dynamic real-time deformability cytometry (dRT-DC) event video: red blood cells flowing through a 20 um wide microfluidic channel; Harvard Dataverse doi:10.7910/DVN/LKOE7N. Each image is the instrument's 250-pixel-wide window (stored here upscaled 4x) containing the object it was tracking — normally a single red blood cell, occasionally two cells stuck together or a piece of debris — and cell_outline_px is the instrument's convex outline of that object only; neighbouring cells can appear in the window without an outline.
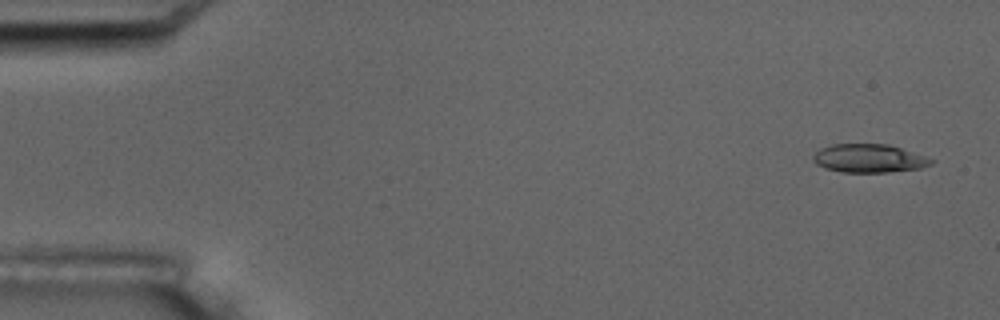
{"species": "common noctule bat (a hibernating species)", "species_latin": "Nyctalus noctula", "temperature_condition": "room temperature", "stored_images_in_passage": 5, "camera_frame_rate_fps": 3000, "um_per_image_px": 0.085, "animal": {"sex": "male", "body_mass_g": 17.5, "forearm_length_mm": 52.3}, "frame": {"image": 1, "passage_image": 1, "time_ms": 0.0, "image_size_px": [1000, 320], "cell_outline_px": [[936, 160], [932, 164], [920, 168], [888, 172], [840, 172], [824, 168], [816, 164], [812, 160], [812, 156], [820, 148], [832, 144], [888, 144]], "centroid_in_image_um": [73.83, 13.46], "position_along_channel_um": 11.2, "area_um2": 19.54}}
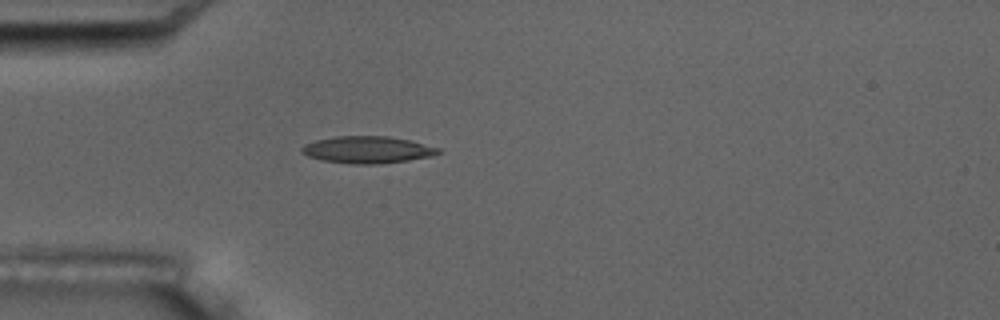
{"frame": {"image": 2, "passage_image": 5, "time_ms": 4.667, "image_size_px": [1000, 320], "cell_outline_px": [[444, 152], [432, 156], [408, 160], [380, 164], [352, 164], [324, 160], [308, 156], [300, 152], [300, 148], [304, 144], [316, 140], [336, 136], [388, 136], [412, 140], [440, 148]], "centroid_in_image_um": [31.27, 12.72], "position_along_channel_um": 53.7, "area_um2": 21.68}}